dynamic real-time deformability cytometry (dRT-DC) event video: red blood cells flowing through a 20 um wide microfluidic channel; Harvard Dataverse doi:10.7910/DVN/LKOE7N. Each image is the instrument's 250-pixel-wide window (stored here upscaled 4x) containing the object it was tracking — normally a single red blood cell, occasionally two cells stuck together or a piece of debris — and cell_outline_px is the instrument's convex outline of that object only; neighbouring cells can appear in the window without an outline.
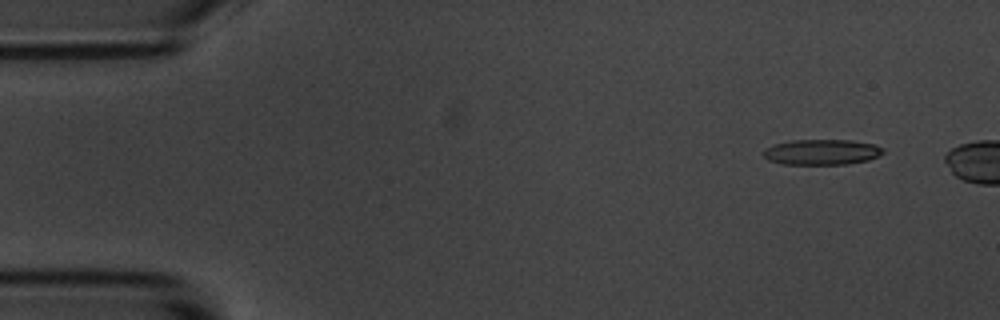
{"species": "common noctule bat (a hibernating species)", "species_latin": "Nyctalus noctula", "temperature_condition": "room temperature", "stored_images_in_passage": 3, "camera_frame_rate_fps": 3000, "um_per_image_px": 0.085, "animal": {"sex": "male", "body_mass_g": 20.1, "forearm_length_mm": 53.5}, "frame": {"image": 1, "passage_image": 1, "time_ms": 0.0, "image_size_px": [1000, 320], "cell_outline_px": [[884, 152], [868, 160], [848, 164], [780, 164], [768, 160], [764, 156], [764, 148], [772, 144], [792, 140], [852, 140], [872, 144], [884, 148]], "centroid_in_image_um": [69.81, 12.92], "position_along_channel_um": 15.2, "area_um2": 17.8}}